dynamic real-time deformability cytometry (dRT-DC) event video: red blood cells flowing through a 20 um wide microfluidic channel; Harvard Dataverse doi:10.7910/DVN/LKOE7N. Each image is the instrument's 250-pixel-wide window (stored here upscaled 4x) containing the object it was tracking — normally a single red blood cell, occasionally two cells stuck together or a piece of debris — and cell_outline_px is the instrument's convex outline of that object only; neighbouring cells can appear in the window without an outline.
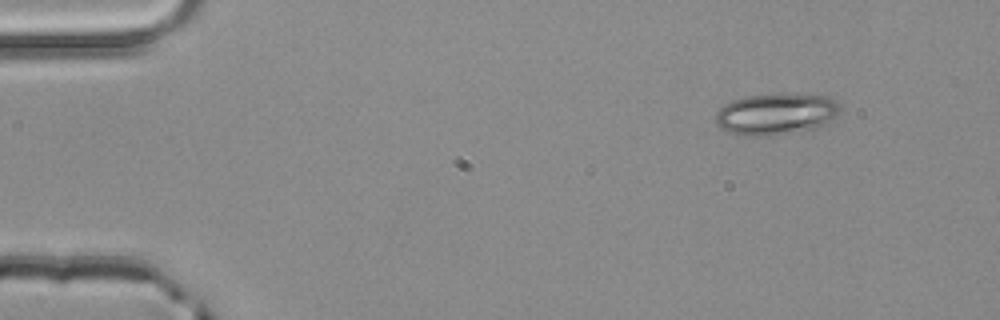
{"species": "common noctule bat (a hibernating species)", "species_latin": "Nyctalus noctula", "temperature_condition": "room temperature", "stored_images_in_passage": 3, "camera_frame_rate_fps": 3000, "um_per_image_px": 0.085, "animal": {"sex": "male", "body_mass_g": 20.4}, "frame": {"image": 1, "passage_image": 3, "time_ms": 0.667, "image_size_px": [1000, 320], "cell_outline_px": [[840, 112], [836, 116], [824, 124], [816, 128], [768, 136], [744, 136], [728, 132], [720, 128], [716, 124], [716, 112], [724, 104], [732, 100], [748, 96], [780, 92], [788, 92], [828, 96], [836, 100], [840, 104]], "centroid_in_image_um": [65.97, 9.66], "position_along_channel_um": 19.0, "area_um2": 30.69}}